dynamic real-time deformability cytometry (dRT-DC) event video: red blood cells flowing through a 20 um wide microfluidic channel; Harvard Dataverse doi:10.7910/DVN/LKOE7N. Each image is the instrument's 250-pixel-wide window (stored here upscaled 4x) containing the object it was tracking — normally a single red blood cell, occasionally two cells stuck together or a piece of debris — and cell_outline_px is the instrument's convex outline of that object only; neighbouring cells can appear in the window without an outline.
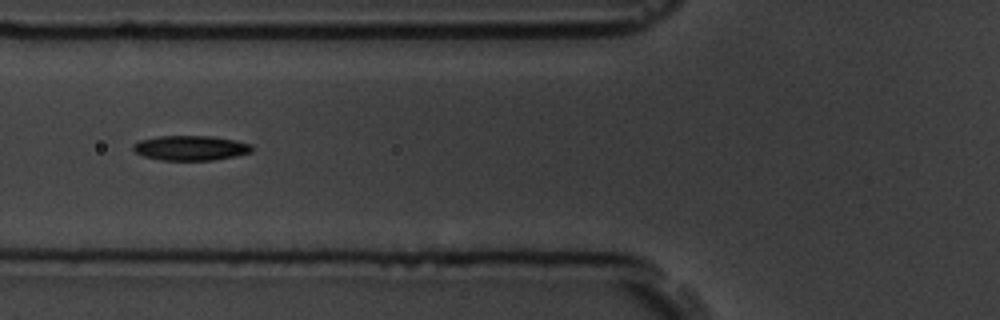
{"species": "common noctule bat (a hibernating species)", "species_latin": "Nyctalus noctula", "temperature_condition": "room temperature", "stored_images_in_passage": 13, "segment_of_instrument_passage": [1, 2], "camera_frame_rate_fps": 3000, "um_per_image_px": 0.085, "animal": {"sex": "male", "body_mass_g": 19.5, "forearm_length_mm": 54.6}, "frame": {"image": 1, "passage_image": 3, "time_ms": 2.333, "image_size_px": [1000, 320], "cell_outline_px": [[252, 152], [236, 156], [212, 160], [160, 160], [144, 156], [136, 152], [132, 148], [132, 144], [140, 140], [160, 136], [212, 136], [236, 140], [252, 144]], "centroid_in_image_um": [16.22, 12.57], "position_along_channel_um": 109.6, "area_um2": 17.22}}
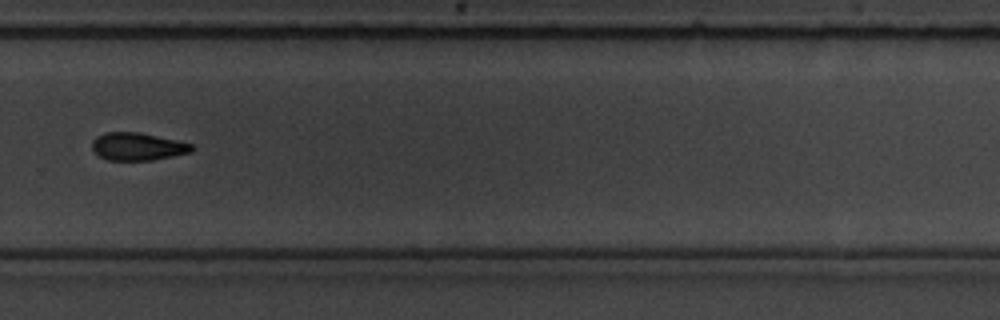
{"frame": {"image": 2, "passage_image": 8, "time_ms": 8.0, "image_size_px": [1000, 320], "cell_outline_px": [[196, 148], [188, 152], [172, 156], [152, 160], [108, 160], [100, 156], [92, 148], [92, 140], [96, 136], [104, 132], [140, 132], [176, 140], [192, 144]], "centroid_in_image_um": [11.68, 12.44], "position_along_channel_um": 318.1, "area_um2": 16.01}}
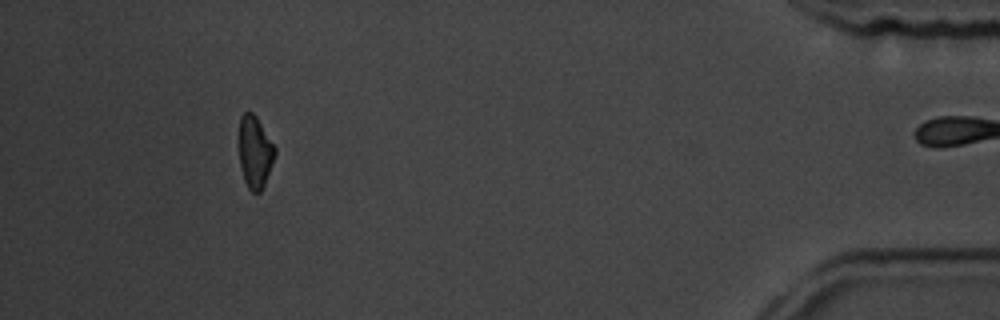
{"frame": {"image": 3, "passage_image": 11, "time_ms": 12.333, "image_size_px": [1000, 320], "cell_outline_px": [[276, 152], [272, 164], [264, 184], [260, 192], [252, 192], [248, 188], [244, 180], [240, 168], [240, 116], [244, 112], [252, 112], [256, 116], [276, 148]], "centroid_in_image_um": [21.67, 12.92], "position_along_channel_um": 413.5, "area_um2": 14.85}}